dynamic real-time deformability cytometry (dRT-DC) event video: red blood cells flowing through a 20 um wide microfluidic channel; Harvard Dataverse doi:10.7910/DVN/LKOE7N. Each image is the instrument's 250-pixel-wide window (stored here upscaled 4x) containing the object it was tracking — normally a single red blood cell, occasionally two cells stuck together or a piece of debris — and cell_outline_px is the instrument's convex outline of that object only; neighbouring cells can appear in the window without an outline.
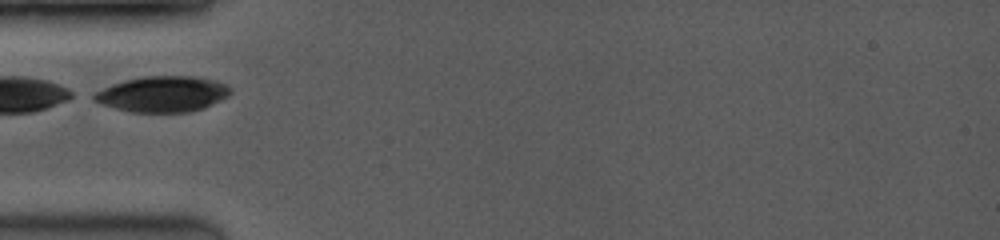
{"species": "common noctule bat (a hibernating species)", "species_latin": "Nyctalus noctula", "temperature_condition": "room temperature", "stored_images_in_passage": 17, "camera_frame_rate_fps": 3500, "um_per_image_px": 0.085, "animal": {"sex": "female", "body_mass_g": 19.0, "forearm_length_mm": 53.3}, "frame": {"image": 1, "passage_image": 1, "time_ms": 0.0, "image_size_px": [1000, 240], "cell_outline_px": [[232, 92], [228, 96], [204, 108], [188, 112], [132, 112], [100, 104], [92, 100], [88, 96], [112, 84], [124, 80], [140, 76], [192, 76], [212, 80], [224, 84], [232, 88]], "centroid_in_image_um": [13.78, 7.99], "position_along_channel_um": 71.2, "area_um2": 28.5}}
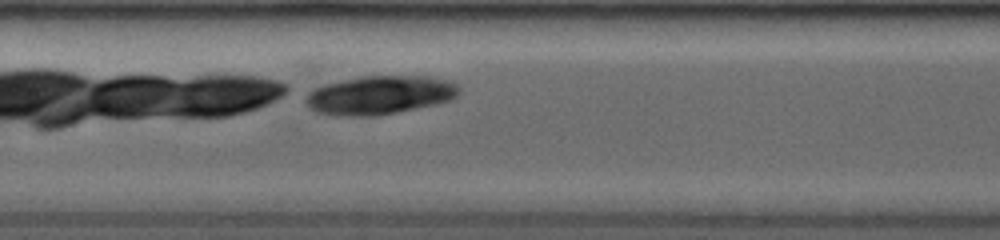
{"frame": {"image": 2, "passage_image": 10, "time_ms": 2.571, "image_size_px": [1000, 240], "cell_outline_px": [[460, 92], [456, 96], [448, 100], [436, 104], [376, 116], [340, 116], [316, 112], [304, 100], [304, 96], [308, 92], [324, 84], [360, 76], [428, 76], [444, 80], [456, 84], [460, 88]], "centroid_in_image_um": [32.25, 8.08], "position_along_channel_um": 175.2, "area_um2": 34.39}}